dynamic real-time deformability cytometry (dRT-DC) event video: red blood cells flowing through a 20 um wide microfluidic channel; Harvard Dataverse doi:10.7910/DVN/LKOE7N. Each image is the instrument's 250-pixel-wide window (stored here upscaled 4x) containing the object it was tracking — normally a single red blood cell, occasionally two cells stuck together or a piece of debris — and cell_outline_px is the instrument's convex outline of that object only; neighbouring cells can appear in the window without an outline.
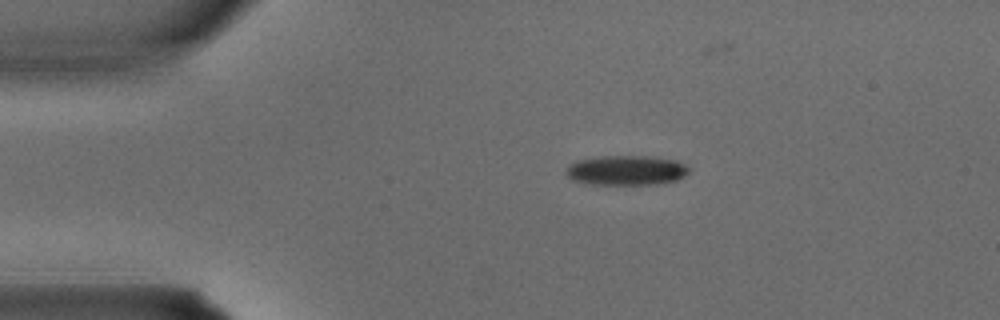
{"species": "common noctule bat (a hibernating species)", "species_latin": "Nyctalus noctula", "temperature_condition": "warm", "stored_images_in_passage": 3, "camera_frame_rate_fps": 3000, "um_per_image_px": 0.085, "animal": {"sex": "male", "body_mass_g": 15.6}, "frame": {"image": 1, "passage_image": 3, "time_ms": 0.667, "image_size_px": [1000, 320], "cell_outline_px": [[692, 168], [684, 176], [676, 180], [652, 184], [584, 184], [572, 180], [564, 172], [564, 168], [568, 164], [576, 160], [600, 156], [648, 156], [676, 160]], "centroid_in_image_um": [53.17, 14.47], "position_along_channel_um": 31.8, "area_um2": 21.56}}